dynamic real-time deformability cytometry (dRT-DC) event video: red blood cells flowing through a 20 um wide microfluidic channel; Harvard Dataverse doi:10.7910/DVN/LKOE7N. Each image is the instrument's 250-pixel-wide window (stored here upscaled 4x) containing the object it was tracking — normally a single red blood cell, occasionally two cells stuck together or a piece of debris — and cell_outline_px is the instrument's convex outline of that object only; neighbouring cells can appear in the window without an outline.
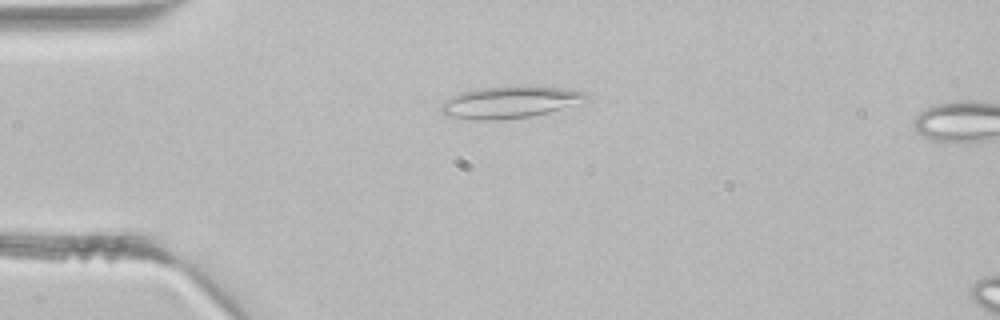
{"species": "common noctule bat (a hibernating species)", "species_latin": "Nyctalus noctula", "temperature_condition": "room temperature", "stored_images_in_passage": 2, "camera_frame_rate_fps": 3000, "um_per_image_px": 0.085, "animal": {"sex": "male", "body_mass_g": 21.5, "forearm_length_mm": 52.0}, "frame": {"image": 1, "passage_image": 1, "time_ms": 0.0, "image_size_px": [1000, 320], "cell_outline_px": [[588, 100], [548, 112], [532, 116], [496, 120], [476, 120], [448, 116], [440, 108], [440, 104], [452, 96], [460, 92], [480, 88], [524, 84], [560, 88], [584, 92], [588, 96]], "centroid_in_image_um": [43.32, 8.66], "position_along_channel_um": 41.7, "area_um2": 27.05}}